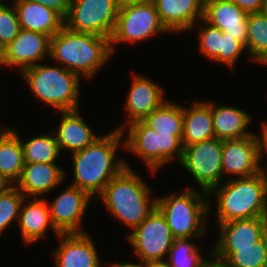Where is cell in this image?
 Masks as SVG:
<instances>
[{
  "label": "cell",
  "mask_w": 267,
  "mask_h": 267,
  "mask_svg": "<svg viewBox=\"0 0 267 267\" xmlns=\"http://www.w3.org/2000/svg\"><path fill=\"white\" fill-rule=\"evenodd\" d=\"M122 130L114 129L98 137L92 144L72 154L74 182L71 185L85 191L93 201L102 193L106 184L127 165L117 159V149L125 148ZM117 159V160H116Z\"/></svg>",
  "instance_id": "cell-1"
},
{
  "label": "cell",
  "mask_w": 267,
  "mask_h": 267,
  "mask_svg": "<svg viewBox=\"0 0 267 267\" xmlns=\"http://www.w3.org/2000/svg\"><path fill=\"white\" fill-rule=\"evenodd\" d=\"M111 54L110 39L107 37L75 32L63 26L50 38L49 57L83 79H92Z\"/></svg>",
  "instance_id": "cell-2"
},
{
  "label": "cell",
  "mask_w": 267,
  "mask_h": 267,
  "mask_svg": "<svg viewBox=\"0 0 267 267\" xmlns=\"http://www.w3.org/2000/svg\"><path fill=\"white\" fill-rule=\"evenodd\" d=\"M130 165L112 178L102 193L101 199L114 218L133 230L139 226L156 207V198L151 190Z\"/></svg>",
  "instance_id": "cell-3"
},
{
  "label": "cell",
  "mask_w": 267,
  "mask_h": 267,
  "mask_svg": "<svg viewBox=\"0 0 267 267\" xmlns=\"http://www.w3.org/2000/svg\"><path fill=\"white\" fill-rule=\"evenodd\" d=\"M227 179L208 193L217 198V223L260 217L267 206V174Z\"/></svg>",
  "instance_id": "cell-4"
},
{
  "label": "cell",
  "mask_w": 267,
  "mask_h": 267,
  "mask_svg": "<svg viewBox=\"0 0 267 267\" xmlns=\"http://www.w3.org/2000/svg\"><path fill=\"white\" fill-rule=\"evenodd\" d=\"M196 190L187 187L180 195L156 198V208L164 216L174 238L199 239L206 233V219L212 203L204 198L209 196L207 192Z\"/></svg>",
  "instance_id": "cell-5"
},
{
  "label": "cell",
  "mask_w": 267,
  "mask_h": 267,
  "mask_svg": "<svg viewBox=\"0 0 267 267\" xmlns=\"http://www.w3.org/2000/svg\"><path fill=\"white\" fill-rule=\"evenodd\" d=\"M60 64H36L24 69V77L32 93L40 101L58 112L79 110V88L81 77L59 66Z\"/></svg>",
  "instance_id": "cell-6"
},
{
  "label": "cell",
  "mask_w": 267,
  "mask_h": 267,
  "mask_svg": "<svg viewBox=\"0 0 267 267\" xmlns=\"http://www.w3.org/2000/svg\"><path fill=\"white\" fill-rule=\"evenodd\" d=\"M165 32L169 31L162 24L154 2L121 4L110 38L111 51H115V44H133Z\"/></svg>",
  "instance_id": "cell-7"
},
{
  "label": "cell",
  "mask_w": 267,
  "mask_h": 267,
  "mask_svg": "<svg viewBox=\"0 0 267 267\" xmlns=\"http://www.w3.org/2000/svg\"><path fill=\"white\" fill-rule=\"evenodd\" d=\"M121 0H70L64 26L75 32L111 38Z\"/></svg>",
  "instance_id": "cell-8"
},
{
  "label": "cell",
  "mask_w": 267,
  "mask_h": 267,
  "mask_svg": "<svg viewBox=\"0 0 267 267\" xmlns=\"http://www.w3.org/2000/svg\"><path fill=\"white\" fill-rule=\"evenodd\" d=\"M223 140L213 138L184 146L180 163L197 181L200 190L209 193L223 182Z\"/></svg>",
  "instance_id": "cell-9"
},
{
  "label": "cell",
  "mask_w": 267,
  "mask_h": 267,
  "mask_svg": "<svg viewBox=\"0 0 267 267\" xmlns=\"http://www.w3.org/2000/svg\"><path fill=\"white\" fill-rule=\"evenodd\" d=\"M128 234L127 241L141 262L166 259L174 241L164 216L156 207Z\"/></svg>",
  "instance_id": "cell-10"
},
{
  "label": "cell",
  "mask_w": 267,
  "mask_h": 267,
  "mask_svg": "<svg viewBox=\"0 0 267 267\" xmlns=\"http://www.w3.org/2000/svg\"><path fill=\"white\" fill-rule=\"evenodd\" d=\"M260 143L258 134L240 138L223 140L222 169L224 174L237 178L256 175L261 170Z\"/></svg>",
  "instance_id": "cell-11"
},
{
  "label": "cell",
  "mask_w": 267,
  "mask_h": 267,
  "mask_svg": "<svg viewBox=\"0 0 267 267\" xmlns=\"http://www.w3.org/2000/svg\"><path fill=\"white\" fill-rule=\"evenodd\" d=\"M50 37L30 30H20L17 37L0 52V65L24 69L39 64L49 56Z\"/></svg>",
  "instance_id": "cell-12"
},
{
  "label": "cell",
  "mask_w": 267,
  "mask_h": 267,
  "mask_svg": "<svg viewBox=\"0 0 267 267\" xmlns=\"http://www.w3.org/2000/svg\"><path fill=\"white\" fill-rule=\"evenodd\" d=\"M67 187L48 203L52 224L59 233H85L81 219L92 198L78 187Z\"/></svg>",
  "instance_id": "cell-13"
},
{
  "label": "cell",
  "mask_w": 267,
  "mask_h": 267,
  "mask_svg": "<svg viewBox=\"0 0 267 267\" xmlns=\"http://www.w3.org/2000/svg\"><path fill=\"white\" fill-rule=\"evenodd\" d=\"M57 237L61 241L52 253L55 267H101L89 233H60Z\"/></svg>",
  "instance_id": "cell-14"
},
{
  "label": "cell",
  "mask_w": 267,
  "mask_h": 267,
  "mask_svg": "<svg viewBox=\"0 0 267 267\" xmlns=\"http://www.w3.org/2000/svg\"><path fill=\"white\" fill-rule=\"evenodd\" d=\"M132 78L125 102L128 119L115 128L118 130H122L129 123L142 120L166 100L163 87L153 80L138 75H134Z\"/></svg>",
  "instance_id": "cell-15"
},
{
  "label": "cell",
  "mask_w": 267,
  "mask_h": 267,
  "mask_svg": "<svg viewBox=\"0 0 267 267\" xmlns=\"http://www.w3.org/2000/svg\"><path fill=\"white\" fill-rule=\"evenodd\" d=\"M65 177L63 167L56 163H25L15 186L27 199L43 198V195L57 188Z\"/></svg>",
  "instance_id": "cell-16"
},
{
  "label": "cell",
  "mask_w": 267,
  "mask_h": 267,
  "mask_svg": "<svg viewBox=\"0 0 267 267\" xmlns=\"http://www.w3.org/2000/svg\"><path fill=\"white\" fill-rule=\"evenodd\" d=\"M247 16L241 8L227 0H217L203 9V20L219 28L245 47L248 38Z\"/></svg>",
  "instance_id": "cell-17"
},
{
  "label": "cell",
  "mask_w": 267,
  "mask_h": 267,
  "mask_svg": "<svg viewBox=\"0 0 267 267\" xmlns=\"http://www.w3.org/2000/svg\"><path fill=\"white\" fill-rule=\"evenodd\" d=\"M160 20L169 33L190 31L203 19V8L197 0H154ZM201 19V20H200Z\"/></svg>",
  "instance_id": "cell-18"
},
{
  "label": "cell",
  "mask_w": 267,
  "mask_h": 267,
  "mask_svg": "<svg viewBox=\"0 0 267 267\" xmlns=\"http://www.w3.org/2000/svg\"><path fill=\"white\" fill-rule=\"evenodd\" d=\"M24 198L20 213L18 216L17 224L21 231L22 240L25 244H31L39 239L46 237L47 229L50 228L58 236L60 233L54 228L51 218L50 209L47 199L44 198H31L26 200ZM25 201H28L25 204Z\"/></svg>",
  "instance_id": "cell-19"
},
{
  "label": "cell",
  "mask_w": 267,
  "mask_h": 267,
  "mask_svg": "<svg viewBox=\"0 0 267 267\" xmlns=\"http://www.w3.org/2000/svg\"><path fill=\"white\" fill-rule=\"evenodd\" d=\"M127 132L124 138L125 148L144 161L152 174L159 170V141L158 133L146 126L141 120L129 123L122 129Z\"/></svg>",
  "instance_id": "cell-20"
},
{
  "label": "cell",
  "mask_w": 267,
  "mask_h": 267,
  "mask_svg": "<svg viewBox=\"0 0 267 267\" xmlns=\"http://www.w3.org/2000/svg\"><path fill=\"white\" fill-rule=\"evenodd\" d=\"M13 3L22 29L46 34L51 38L64 26V19L57 12L40 3L28 0H15Z\"/></svg>",
  "instance_id": "cell-21"
},
{
  "label": "cell",
  "mask_w": 267,
  "mask_h": 267,
  "mask_svg": "<svg viewBox=\"0 0 267 267\" xmlns=\"http://www.w3.org/2000/svg\"><path fill=\"white\" fill-rule=\"evenodd\" d=\"M58 113H61L60 124L54 135L60 152L63 149L71 150V153L83 150L101 136L93 132L79 115V110Z\"/></svg>",
  "instance_id": "cell-22"
},
{
  "label": "cell",
  "mask_w": 267,
  "mask_h": 267,
  "mask_svg": "<svg viewBox=\"0 0 267 267\" xmlns=\"http://www.w3.org/2000/svg\"><path fill=\"white\" fill-rule=\"evenodd\" d=\"M213 138L212 101H195L190 108L183 107V147Z\"/></svg>",
  "instance_id": "cell-23"
},
{
  "label": "cell",
  "mask_w": 267,
  "mask_h": 267,
  "mask_svg": "<svg viewBox=\"0 0 267 267\" xmlns=\"http://www.w3.org/2000/svg\"><path fill=\"white\" fill-rule=\"evenodd\" d=\"M213 130L219 140L240 139L254 133L249 131L250 114L236 107L212 102Z\"/></svg>",
  "instance_id": "cell-24"
},
{
  "label": "cell",
  "mask_w": 267,
  "mask_h": 267,
  "mask_svg": "<svg viewBox=\"0 0 267 267\" xmlns=\"http://www.w3.org/2000/svg\"><path fill=\"white\" fill-rule=\"evenodd\" d=\"M219 239L213 247H253L261 240V217L218 223Z\"/></svg>",
  "instance_id": "cell-25"
},
{
  "label": "cell",
  "mask_w": 267,
  "mask_h": 267,
  "mask_svg": "<svg viewBox=\"0 0 267 267\" xmlns=\"http://www.w3.org/2000/svg\"><path fill=\"white\" fill-rule=\"evenodd\" d=\"M20 137L10 127L0 134V176L9 185L16 184L25 165Z\"/></svg>",
  "instance_id": "cell-26"
},
{
  "label": "cell",
  "mask_w": 267,
  "mask_h": 267,
  "mask_svg": "<svg viewBox=\"0 0 267 267\" xmlns=\"http://www.w3.org/2000/svg\"><path fill=\"white\" fill-rule=\"evenodd\" d=\"M210 251L227 267H267V250L262 240L253 247H213Z\"/></svg>",
  "instance_id": "cell-27"
},
{
  "label": "cell",
  "mask_w": 267,
  "mask_h": 267,
  "mask_svg": "<svg viewBox=\"0 0 267 267\" xmlns=\"http://www.w3.org/2000/svg\"><path fill=\"white\" fill-rule=\"evenodd\" d=\"M141 121L159 134H173L182 141V105L165 100L158 108L145 116Z\"/></svg>",
  "instance_id": "cell-28"
},
{
  "label": "cell",
  "mask_w": 267,
  "mask_h": 267,
  "mask_svg": "<svg viewBox=\"0 0 267 267\" xmlns=\"http://www.w3.org/2000/svg\"><path fill=\"white\" fill-rule=\"evenodd\" d=\"M25 163H57L61 152L53 134H40L23 142L21 139Z\"/></svg>",
  "instance_id": "cell-29"
},
{
  "label": "cell",
  "mask_w": 267,
  "mask_h": 267,
  "mask_svg": "<svg viewBox=\"0 0 267 267\" xmlns=\"http://www.w3.org/2000/svg\"><path fill=\"white\" fill-rule=\"evenodd\" d=\"M247 29L246 51L253 62L259 63L267 56V16L261 12L248 14Z\"/></svg>",
  "instance_id": "cell-30"
},
{
  "label": "cell",
  "mask_w": 267,
  "mask_h": 267,
  "mask_svg": "<svg viewBox=\"0 0 267 267\" xmlns=\"http://www.w3.org/2000/svg\"><path fill=\"white\" fill-rule=\"evenodd\" d=\"M192 239L174 238L167 256L170 267H201L208 260L203 258L198 245L191 243Z\"/></svg>",
  "instance_id": "cell-31"
},
{
  "label": "cell",
  "mask_w": 267,
  "mask_h": 267,
  "mask_svg": "<svg viewBox=\"0 0 267 267\" xmlns=\"http://www.w3.org/2000/svg\"><path fill=\"white\" fill-rule=\"evenodd\" d=\"M24 198L26 197L15 185H8L0 192V236L14 220L18 221Z\"/></svg>",
  "instance_id": "cell-32"
},
{
  "label": "cell",
  "mask_w": 267,
  "mask_h": 267,
  "mask_svg": "<svg viewBox=\"0 0 267 267\" xmlns=\"http://www.w3.org/2000/svg\"><path fill=\"white\" fill-rule=\"evenodd\" d=\"M21 30L15 7L0 3V52L14 40Z\"/></svg>",
  "instance_id": "cell-33"
},
{
  "label": "cell",
  "mask_w": 267,
  "mask_h": 267,
  "mask_svg": "<svg viewBox=\"0 0 267 267\" xmlns=\"http://www.w3.org/2000/svg\"><path fill=\"white\" fill-rule=\"evenodd\" d=\"M204 25L200 27L198 34L199 51L203 56L213 61L221 52V38L223 37V31L219 28L213 27L206 23L203 19Z\"/></svg>",
  "instance_id": "cell-34"
},
{
  "label": "cell",
  "mask_w": 267,
  "mask_h": 267,
  "mask_svg": "<svg viewBox=\"0 0 267 267\" xmlns=\"http://www.w3.org/2000/svg\"><path fill=\"white\" fill-rule=\"evenodd\" d=\"M159 169L176 159L180 162L183 154L182 141L173 134H159Z\"/></svg>",
  "instance_id": "cell-35"
},
{
  "label": "cell",
  "mask_w": 267,
  "mask_h": 267,
  "mask_svg": "<svg viewBox=\"0 0 267 267\" xmlns=\"http://www.w3.org/2000/svg\"><path fill=\"white\" fill-rule=\"evenodd\" d=\"M245 50L246 48L241 42L223 32V37L221 38V52H219L213 62H220L233 70L237 60Z\"/></svg>",
  "instance_id": "cell-36"
},
{
  "label": "cell",
  "mask_w": 267,
  "mask_h": 267,
  "mask_svg": "<svg viewBox=\"0 0 267 267\" xmlns=\"http://www.w3.org/2000/svg\"><path fill=\"white\" fill-rule=\"evenodd\" d=\"M28 1L40 3L47 8L53 9L63 19L66 18L69 11L70 0H28Z\"/></svg>",
  "instance_id": "cell-37"
},
{
  "label": "cell",
  "mask_w": 267,
  "mask_h": 267,
  "mask_svg": "<svg viewBox=\"0 0 267 267\" xmlns=\"http://www.w3.org/2000/svg\"><path fill=\"white\" fill-rule=\"evenodd\" d=\"M236 4L246 14L260 12L263 0H227Z\"/></svg>",
  "instance_id": "cell-38"
},
{
  "label": "cell",
  "mask_w": 267,
  "mask_h": 267,
  "mask_svg": "<svg viewBox=\"0 0 267 267\" xmlns=\"http://www.w3.org/2000/svg\"><path fill=\"white\" fill-rule=\"evenodd\" d=\"M261 126V135L258 136L259 138V143H260V161H262L264 158H262L263 156L267 157V123L262 122ZM264 154V155H263ZM266 166H262L261 165V170L267 174V164H265Z\"/></svg>",
  "instance_id": "cell-39"
},
{
  "label": "cell",
  "mask_w": 267,
  "mask_h": 267,
  "mask_svg": "<svg viewBox=\"0 0 267 267\" xmlns=\"http://www.w3.org/2000/svg\"><path fill=\"white\" fill-rule=\"evenodd\" d=\"M261 223H262V232H261V240L264 243V246L267 250V206L266 209L261 214Z\"/></svg>",
  "instance_id": "cell-40"
},
{
  "label": "cell",
  "mask_w": 267,
  "mask_h": 267,
  "mask_svg": "<svg viewBox=\"0 0 267 267\" xmlns=\"http://www.w3.org/2000/svg\"><path fill=\"white\" fill-rule=\"evenodd\" d=\"M142 267H170L168 261L164 260H148L144 262H139Z\"/></svg>",
  "instance_id": "cell-41"
},
{
  "label": "cell",
  "mask_w": 267,
  "mask_h": 267,
  "mask_svg": "<svg viewBox=\"0 0 267 267\" xmlns=\"http://www.w3.org/2000/svg\"><path fill=\"white\" fill-rule=\"evenodd\" d=\"M209 256V259L201 267H227L224 262L214 258L212 252H209Z\"/></svg>",
  "instance_id": "cell-42"
},
{
  "label": "cell",
  "mask_w": 267,
  "mask_h": 267,
  "mask_svg": "<svg viewBox=\"0 0 267 267\" xmlns=\"http://www.w3.org/2000/svg\"><path fill=\"white\" fill-rule=\"evenodd\" d=\"M110 267H142L139 263H118V262H113L112 264L109 265Z\"/></svg>",
  "instance_id": "cell-43"
},
{
  "label": "cell",
  "mask_w": 267,
  "mask_h": 267,
  "mask_svg": "<svg viewBox=\"0 0 267 267\" xmlns=\"http://www.w3.org/2000/svg\"><path fill=\"white\" fill-rule=\"evenodd\" d=\"M154 0H121V4L126 3H147V2H153Z\"/></svg>",
  "instance_id": "cell-44"
},
{
  "label": "cell",
  "mask_w": 267,
  "mask_h": 267,
  "mask_svg": "<svg viewBox=\"0 0 267 267\" xmlns=\"http://www.w3.org/2000/svg\"><path fill=\"white\" fill-rule=\"evenodd\" d=\"M201 7L204 9L208 4H211L217 0H197Z\"/></svg>",
  "instance_id": "cell-45"
},
{
  "label": "cell",
  "mask_w": 267,
  "mask_h": 267,
  "mask_svg": "<svg viewBox=\"0 0 267 267\" xmlns=\"http://www.w3.org/2000/svg\"><path fill=\"white\" fill-rule=\"evenodd\" d=\"M9 184L0 176V192H2Z\"/></svg>",
  "instance_id": "cell-46"
},
{
  "label": "cell",
  "mask_w": 267,
  "mask_h": 267,
  "mask_svg": "<svg viewBox=\"0 0 267 267\" xmlns=\"http://www.w3.org/2000/svg\"><path fill=\"white\" fill-rule=\"evenodd\" d=\"M263 15L267 16V0H263L262 9L260 11Z\"/></svg>",
  "instance_id": "cell-47"
},
{
  "label": "cell",
  "mask_w": 267,
  "mask_h": 267,
  "mask_svg": "<svg viewBox=\"0 0 267 267\" xmlns=\"http://www.w3.org/2000/svg\"><path fill=\"white\" fill-rule=\"evenodd\" d=\"M259 64H265V65L267 66V56H266L264 59H262V60L259 62Z\"/></svg>",
  "instance_id": "cell-48"
},
{
  "label": "cell",
  "mask_w": 267,
  "mask_h": 267,
  "mask_svg": "<svg viewBox=\"0 0 267 267\" xmlns=\"http://www.w3.org/2000/svg\"><path fill=\"white\" fill-rule=\"evenodd\" d=\"M5 128H6V126L2 129L1 125H0V134L4 131Z\"/></svg>",
  "instance_id": "cell-49"
}]
</instances>
